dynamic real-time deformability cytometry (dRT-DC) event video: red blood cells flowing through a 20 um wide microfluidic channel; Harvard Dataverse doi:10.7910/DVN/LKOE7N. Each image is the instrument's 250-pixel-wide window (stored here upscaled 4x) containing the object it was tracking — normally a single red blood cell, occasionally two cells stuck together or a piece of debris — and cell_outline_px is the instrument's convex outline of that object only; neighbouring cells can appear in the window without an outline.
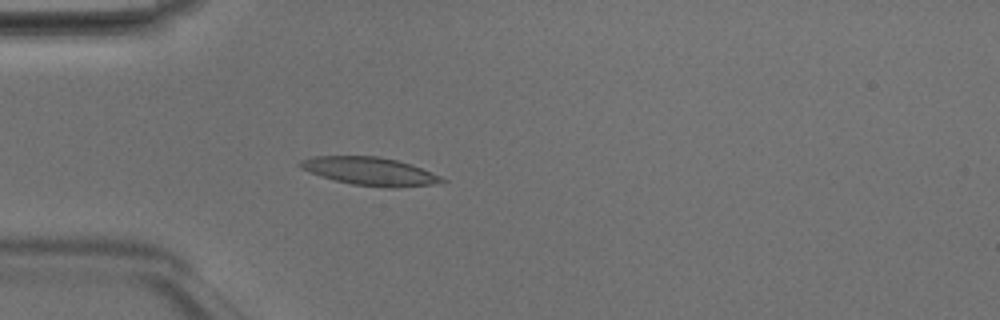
{"species": "Egyptian fruit bat (a non-hibernating species)", "species_latin": "Rousettus aegyptiacus", "temperature_condition": "room temperature", "stored_images_in_passage": 44, "camera_frame_rate_fps": 3000, "um_per_image_px": 0.085, "animal": {"sex": "male"}, "frame": {"image": 1, "passage_image": 10, "time_ms": 3.0, "image_size_px": [1000, 320], "cell_outline_px": [[448, 180], [432, 184], [396, 188], [384, 188], [352, 184], [320, 176], [300, 168], [296, 164], [300, 160], [312, 156], [376, 156], [396, 160], [432, 172]], "centroid_in_image_um": [31.39, 14.56], "position_along_channel_um": 53.6, "area_um2": 23.12}}
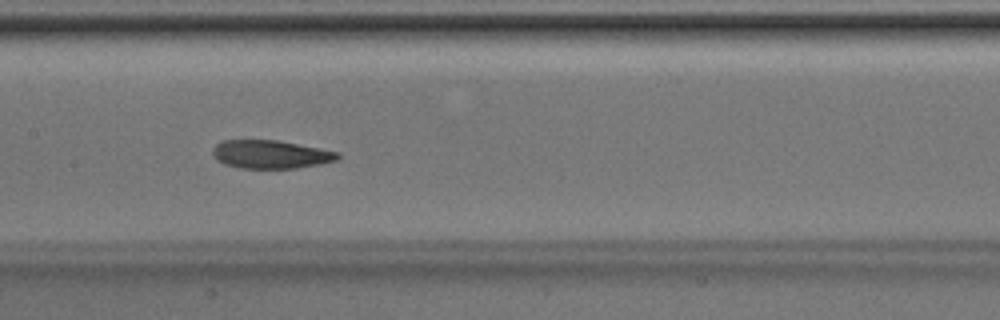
{"frame": {"image": 2, "passage_image": 20, "time_ms": 6.333, "image_size_px": [1000, 320], "cell_outline_px": [[340, 156], [336, 160], [320, 164], [296, 168], [240, 168], [224, 164], [216, 160], [212, 156], [212, 148], [216, 144], [224, 140], [280, 140], [340, 152]], "centroid_in_image_um": [22.99, 13.11], "position_along_channel_um": 184.4, "area_um2": 20.81}}
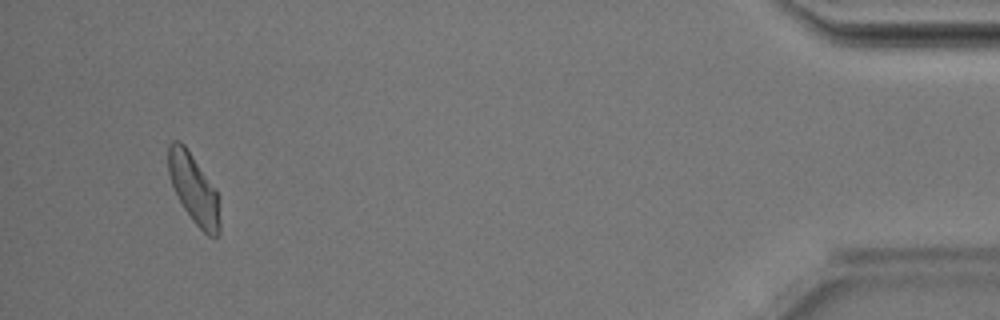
{"frame": {"image": 3, "passage_image": 42, "time_ms": 13.667, "image_size_px": [1000, 320], "cell_outline_px": [[220, 232], [216, 240], [208, 236], [192, 220], [184, 208], [172, 184], [168, 172], [168, 144], [172, 140], [180, 140], [184, 144], [216, 188], [220, 220]], "centroid_in_image_um": [16.49, 16.06], "position_along_channel_um": 418.7, "area_um2": 20.87}, "authors_computed_cell_mechanics": {"area_um2": 21.5016, "velocity_mm_per_s": 4.1848, "shape_relaxation_time_tau1_ms": 5.8669, "shape_relaxation_time_tau2_ms": 3.815, "deformation_change_tau1": 0.1546, "deformation_change_tau2": 0.0979}}